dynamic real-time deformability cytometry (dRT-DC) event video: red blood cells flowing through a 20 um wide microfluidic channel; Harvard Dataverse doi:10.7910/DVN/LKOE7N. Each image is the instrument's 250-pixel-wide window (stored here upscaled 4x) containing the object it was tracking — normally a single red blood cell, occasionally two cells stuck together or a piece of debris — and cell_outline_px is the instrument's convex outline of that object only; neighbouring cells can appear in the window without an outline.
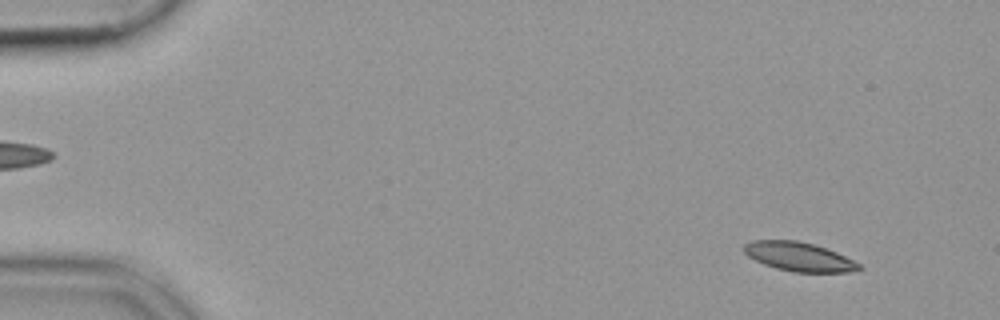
{"species": "common noctule bat (a hibernating species)", "species_latin": "Nyctalus noctula", "temperature_condition": "cold", "stored_images_in_passage": 54, "camera_frame_rate_fps": 3000, "um_per_image_px": 0.085, "animal": {"sex": "female", "body_mass_g": 19.9}, "frame": {"image": 1, "passage_image": 5, "time_ms": 1.333, "image_size_px": [1000, 320], "cell_outline_px": [[864, 268], [852, 272], [792, 272], [776, 268], [764, 264], [748, 256], [740, 248], [744, 244], [752, 240], [796, 240], [812, 244], [836, 252], [860, 264]], "centroid_in_image_um": [67.88, 21.82], "position_along_channel_um": 17.1, "area_um2": 19.42}}
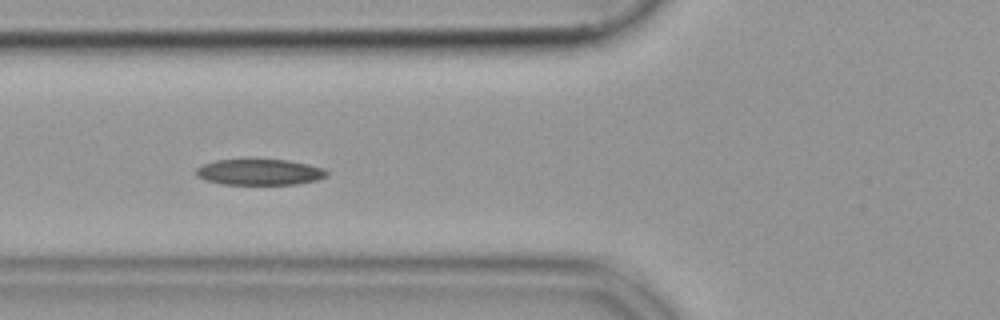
{"frame": {"image": 2, "passage_image": 21, "time_ms": 6.667, "image_size_px": [1000, 320], "cell_outline_px": [[328, 176], [316, 180], [296, 184], [224, 184], [204, 180], [196, 176], [196, 168], [204, 164], [216, 160], [248, 156], [288, 160], [308, 164], [324, 168], [328, 172]], "centroid_in_image_um": [22.03, 14.57], "position_along_channel_um": 103.8, "area_um2": 20.69}}
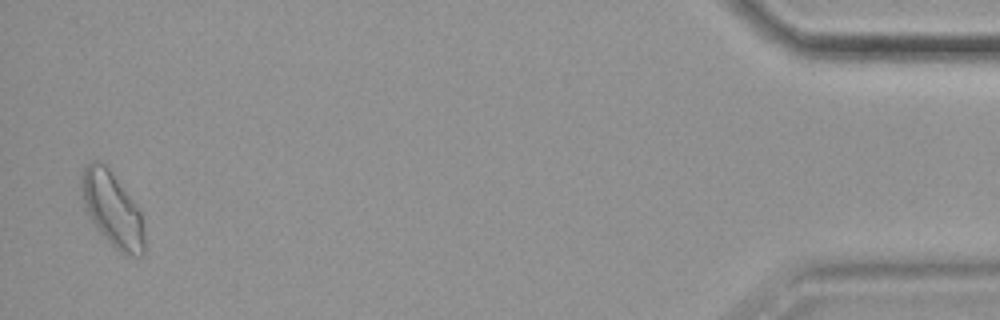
{"frame": {"image": 3, "passage_image": 53, "time_ms": 17.333, "image_size_px": [1000, 320], "cell_outline_px": [[144, 256], [132, 256], [120, 252], [92, 224], [84, 208], [80, 188], [80, 180], [84, 168], [92, 160], [96, 160], [104, 164], [108, 168], [132, 200], [140, 212], [144, 228]], "centroid_in_image_um": [9.52, 17.81], "position_along_channel_um": 425.7, "area_um2": 27.11}}